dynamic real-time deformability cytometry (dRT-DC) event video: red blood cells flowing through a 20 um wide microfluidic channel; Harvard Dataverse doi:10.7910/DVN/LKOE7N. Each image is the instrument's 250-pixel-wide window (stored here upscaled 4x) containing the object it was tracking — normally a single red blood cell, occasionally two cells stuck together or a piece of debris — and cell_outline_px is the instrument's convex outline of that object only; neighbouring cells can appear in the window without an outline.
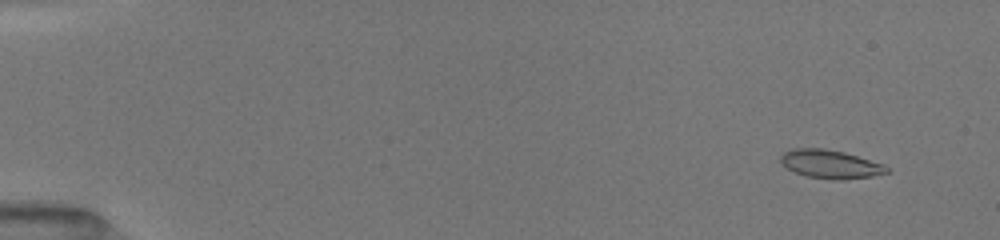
{"species": "common noctule bat (a hibernating species)", "species_latin": "Nyctalus noctula", "temperature_condition": "room temperature", "stored_images_in_passage": 52, "camera_frame_rate_fps": 3000, "um_per_image_px": 0.085, "animal": {"sex": "female", "body_mass_g": 19.5, "forearm_length_mm": 54.1}, "frame": {"image": 1, "passage_image": 4, "time_ms": 1.0, "image_size_px": [1000, 240], "cell_outline_px": [[888, 172], [872, 176], [844, 180], [832, 180], [808, 176], [796, 172], [780, 164], [780, 156], [784, 152], [792, 148], [820, 148], [844, 152], [884, 164], [888, 168]], "centroid_in_image_um": [70.56, 13.95], "position_along_channel_um": 14.4, "area_um2": 17.57}}
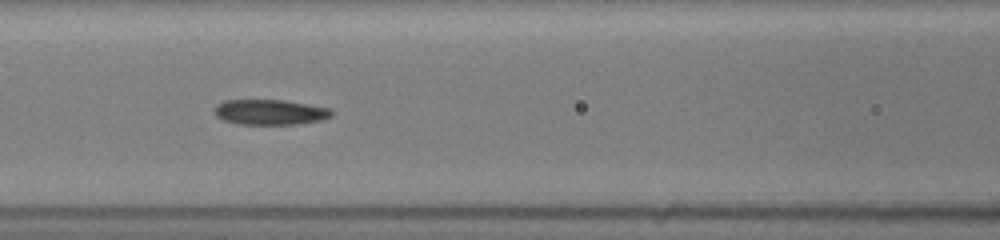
{"frame": {"image": 2, "passage_image": 24, "time_ms": 7.667, "image_size_px": [1000, 240], "cell_outline_px": [[332, 116], [320, 120], [296, 124], [236, 124], [224, 120], [216, 116], [216, 104], [224, 100], [284, 100], [308, 104], [328, 108], [332, 112]], "centroid_in_image_um": [22.93, 9.53], "position_along_channel_um": 143.7, "area_um2": 17.11}}
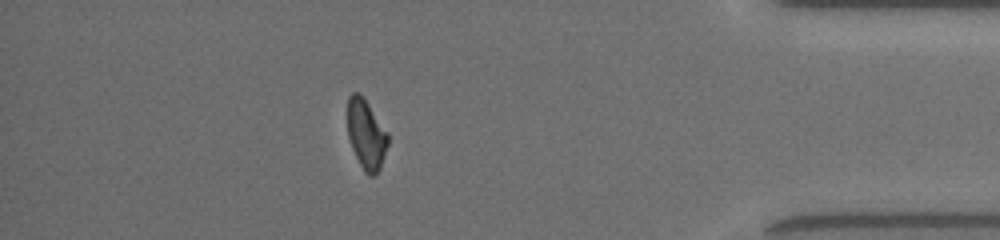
{"frame": {"image": 3, "passage_image": 46, "time_ms": 15.0, "image_size_px": [1000, 240], "cell_outline_px": [[388, 144], [380, 168], [372, 176], [368, 176], [364, 172], [352, 148], [348, 136], [348, 96], [352, 92], [356, 92], [368, 104], [388, 132]], "centroid_in_image_um": [31.13, 11.44], "position_along_channel_um": 404.1, "area_um2": 16.13}, "authors_computed_cell_mechanics": {"area_um2": 17.5134, "velocity_mm_per_s": 4.0346, "shape_relaxation_time_tau1_ms": null, "shape_relaxation_time_tau2_ms": 5.5036, "deformation_change_tau1": null, "deformation_change_tau2": 0.1142}}